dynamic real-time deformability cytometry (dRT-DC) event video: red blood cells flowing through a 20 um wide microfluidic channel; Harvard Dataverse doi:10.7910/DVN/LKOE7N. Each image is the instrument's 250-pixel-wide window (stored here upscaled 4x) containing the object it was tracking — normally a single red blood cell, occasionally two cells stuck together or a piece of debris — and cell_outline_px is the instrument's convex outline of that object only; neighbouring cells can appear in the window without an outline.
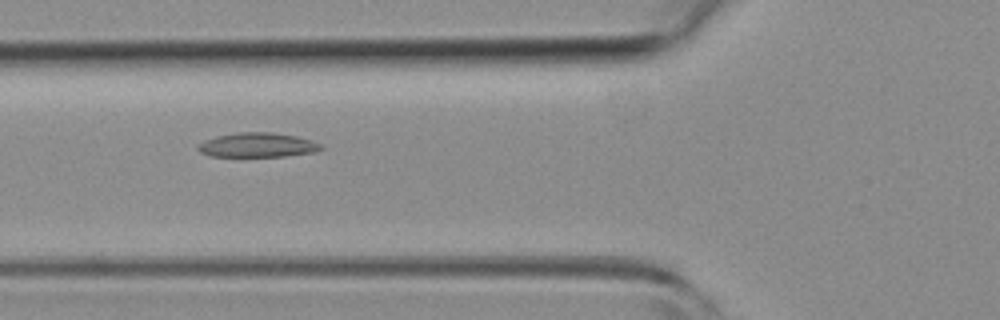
{"species": "common noctule bat (a hibernating species)", "species_latin": "Nyctalus noctula", "temperature_condition": "room temperature", "stored_images_in_passage": 30, "camera_frame_rate_fps": 3000, "um_per_image_px": 0.085, "animal": {"sex": "female", "body_mass_g": 19.3, "forearm_length_mm": 54.1}, "frame": {"image": 1, "passage_image": 4, "time_ms": 1.0, "image_size_px": [1000, 320], "cell_outline_px": [[324, 148], [316, 152], [284, 156], [212, 156], [200, 152], [196, 148], [204, 140], [216, 136], [236, 132], [272, 132], [296, 136], [312, 140], [320, 144]], "centroid_in_image_um": [21.9, 12.32], "position_along_channel_um": 103.9, "area_um2": 17.51}}
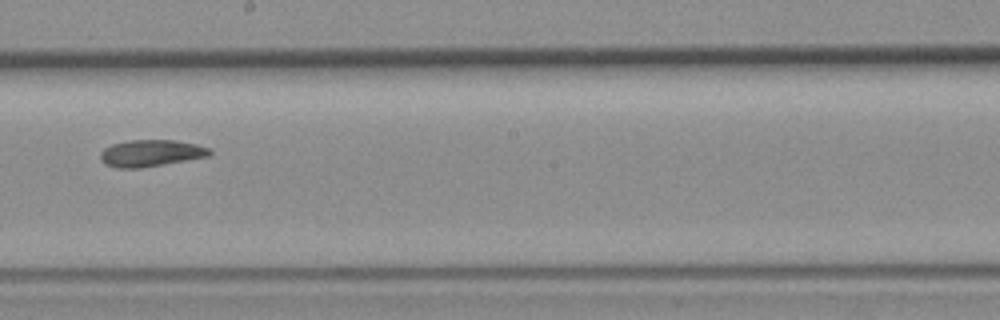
{"frame": {"image": 2, "passage_image": 13, "time_ms": 4.0, "image_size_px": [1000, 320], "cell_outline_px": [[212, 152], [208, 156], [140, 168], [116, 168], [104, 164], [100, 160], [100, 152], [104, 148], [112, 144], [128, 140], [176, 140], [196, 144], [208, 148]], "centroid_in_image_um": [12.77, 13.01], "position_along_channel_um": 235.4, "area_um2": 16.99}}
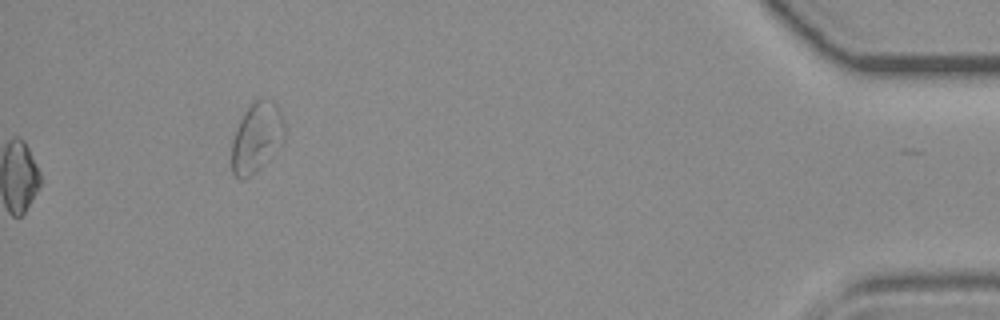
{"frame": {"image": 3, "passage_image": 30, "time_ms": 9.667, "image_size_px": [1000, 320], "cell_outline_px": [[284, 140], [256, 172], [240, 180], [232, 172], [232, 140], [236, 128], [244, 112], [252, 100], [260, 96], [272, 100], [276, 104], [280, 112], [284, 124]], "centroid_in_image_um": [21.8, 11.62], "position_along_channel_um": 413.4, "area_um2": 21.5}, "authors_computed_cell_mechanics": {"area_um2": 16.9354, "velocity_mm_per_s": 4.3774, "shape_relaxation_time_tau1_ms": null, "shape_relaxation_time_tau2_ms": 9.8087, "deformation_change_tau1": null, "deformation_change_tau2": 0.1646}}